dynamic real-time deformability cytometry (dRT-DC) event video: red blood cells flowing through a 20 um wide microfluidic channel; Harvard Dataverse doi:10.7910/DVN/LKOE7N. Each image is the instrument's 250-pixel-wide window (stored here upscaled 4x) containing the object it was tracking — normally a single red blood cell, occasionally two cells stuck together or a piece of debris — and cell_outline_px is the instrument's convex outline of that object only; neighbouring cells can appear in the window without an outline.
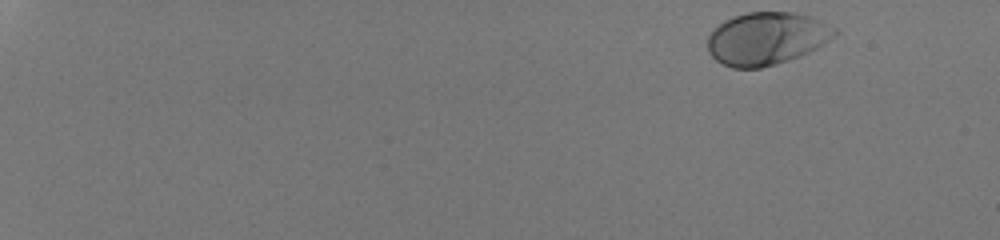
{"species": "human", "species_latin": "Homo sapiens", "temperature_condition": "room temperature", "stored_images_in_passage": 49, "camera_frame_rate_fps": 3000, "um_per_image_px": 0.085, "donor": {"sex": "male"}, "frame": {"image": 1, "passage_image": 1, "time_ms": 0.0, "image_size_px": [1000, 240], "cell_outline_px": [[840, 32], [836, 36], [816, 48], [800, 56], [776, 64], [760, 68], [732, 68], [716, 60], [708, 52], [708, 36], [724, 20], [732, 16], [748, 12], [792, 12], [812, 16], [836, 28]], "centroid_in_image_um": [65.19, 3.27], "position_along_channel_um": 19.8, "area_um2": 39.07}}
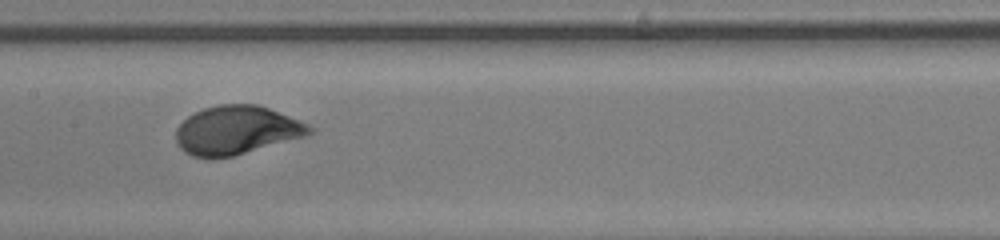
{"frame": {"image": 2, "passage_image": 28, "time_ms": 9.0, "image_size_px": [1000, 240], "cell_outline_px": [[316, 128], [312, 132], [304, 136], [232, 156], [192, 156], [184, 152], [176, 144], [176, 128], [188, 116], [204, 108], [220, 104], [256, 104], [268, 108], [308, 124]], "centroid_in_image_um": [20.09, 11.05], "position_along_channel_um": 187.3, "area_um2": 37.17}}
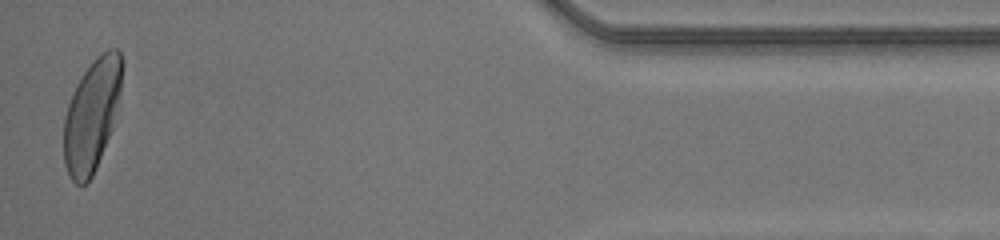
{"frame": {"image": 3, "passage_image": 49, "time_ms": 16.0, "image_size_px": [1000, 240], "cell_outline_px": [[124, 64], [120, 92], [112, 128], [96, 168], [92, 176], [84, 184], [76, 184], [68, 176], [64, 164], [64, 116], [68, 104], [76, 84], [84, 72], [108, 48], [116, 48], [120, 52], [124, 60]], "centroid_in_image_um": [7.81, 9.79], "position_along_channel_um": 427.4, "area_um2": 37.69}, "authors_computed_cell_mechanics": {"area_um2": 37.57, "velocity_mm_per_s": 4.1523, "shape_relaxation_time_tau1_ms": 1.5713, "shape_relaxation_time_tau2_ms": null, "deformation_change_tau1": 0.132, "deformation_change_tau2": null}}